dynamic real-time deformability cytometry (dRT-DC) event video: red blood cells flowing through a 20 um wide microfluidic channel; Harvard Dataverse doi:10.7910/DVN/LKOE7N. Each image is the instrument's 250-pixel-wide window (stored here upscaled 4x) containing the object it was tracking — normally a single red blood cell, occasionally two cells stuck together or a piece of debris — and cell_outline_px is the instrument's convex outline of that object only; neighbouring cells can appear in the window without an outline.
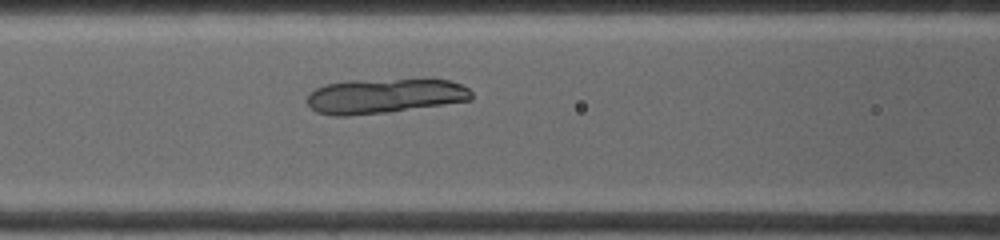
{"species": "common noctule bat (a hibernating species)", "species_latin": "Nyctalus noctula", "temperature_condition": "warm", "stored_images_in_passage": 4, "camera_frame_rate_fps": 4500, "um_per_image_px": 0.085, "animal": {"sex": "female", "body_mass_g": 19.0, "forearm_length_mm": 53.3}, "frame": {"image": 1, "passage_image": 4, "time_ms": 1.556, "image_size_px": [1000, 240], "cell_outline_px": [[472, 100], [388, 112], [348, 116], [332, 116], [316, 112], [304, 100], [308, 92], [324, 84], [348, 80], [424, 76], [428, 76], [448, 80], [460, 84], [468, 88], [472, 92]], "centroid_in_image_um": [32.68, 8.1], "position_along_channel_um": 133.9, "area_um2": 34.91}}